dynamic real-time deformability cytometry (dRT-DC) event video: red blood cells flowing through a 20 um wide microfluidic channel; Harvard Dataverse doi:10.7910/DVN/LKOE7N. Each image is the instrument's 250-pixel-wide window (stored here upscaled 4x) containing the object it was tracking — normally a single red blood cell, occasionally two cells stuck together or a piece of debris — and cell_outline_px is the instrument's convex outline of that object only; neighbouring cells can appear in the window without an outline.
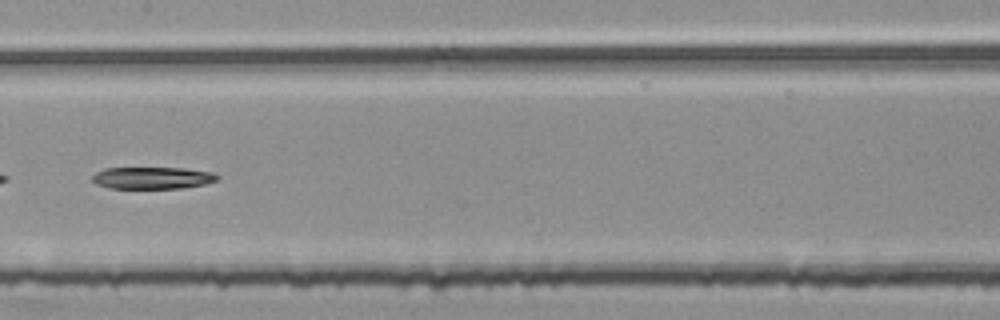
{"species": "common noctule bat (a hibernating species)", "species_latin": "Nyctalus noctula", "temperature_condition": "room temperature", "stored_images_in_passage": 53, "segment_of_instrument_passage": [2, 2], "camera_frame_rate_fps": 3000, "um_per_image_px": 0.085, "animal": {"sex": "female", "body_mass_g": 25.1}, "frame": {"image": 1, "passage_image": 27, "time_ms": 8.667, "image_size_px": [1000, 320], "cell_outline_px": [[220, 176], [216, 180], [204, 184], [180, 188], [108, 188], [96, 184], [92, 180], [92, 176], [96, 172], [104, 168], [184, 168], [212, 172]], "centroid_in_image_um": [12.93, 15.12], "position_along_channel_um": 194.5, "area_um2": 15.95}}
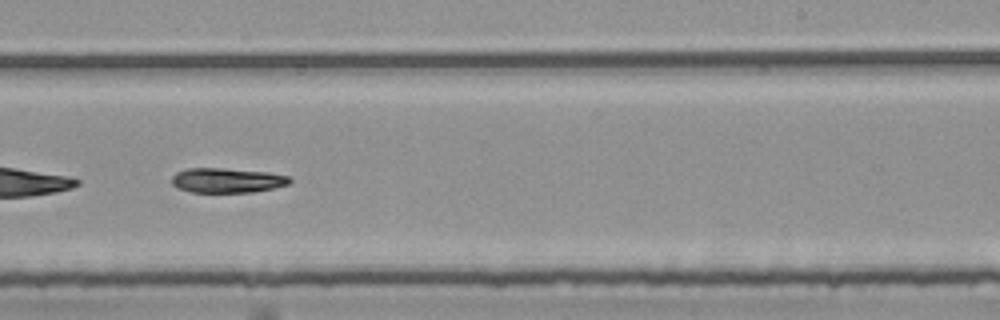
{"frame": {"image": 2, "passage_image": 33, "time_ms": 10.667, "image_size_px": [1000, 320], "cell_outline_px": [[292, 180], [288, 184], [276, 188], [252, 192], [192, 192], [176, 188], [172, 184], [172, 176], [176, 172], [188, 168], [224, 168], [268, 172], [288, 176]], "centroid_in_image_um": [19.29, 15.33], "position_along_channel_um": 269.7, "area_um2": 17.11}}
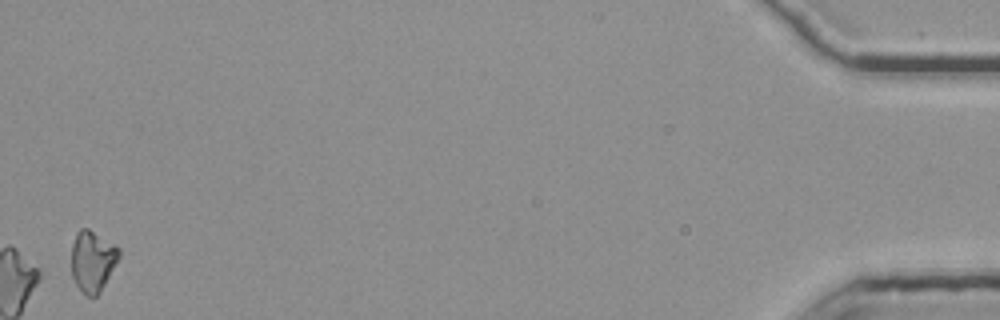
{"frame": {"image": 3, "passage_image": 53, "time_ms": 17.333, "image_size_px": [1000, 320], "cell_outline_px": [[120, 256], [100, 292], [96, 296], [88, 296], [76, 284], [72, 276], [72, 244], [76, 232], [80, 228], [88, 228], [120, 248]], "centroid_in_image_um": [7.86, 22.16], "position_along_channel_um": 427.3, "area_um2": 16.7}}